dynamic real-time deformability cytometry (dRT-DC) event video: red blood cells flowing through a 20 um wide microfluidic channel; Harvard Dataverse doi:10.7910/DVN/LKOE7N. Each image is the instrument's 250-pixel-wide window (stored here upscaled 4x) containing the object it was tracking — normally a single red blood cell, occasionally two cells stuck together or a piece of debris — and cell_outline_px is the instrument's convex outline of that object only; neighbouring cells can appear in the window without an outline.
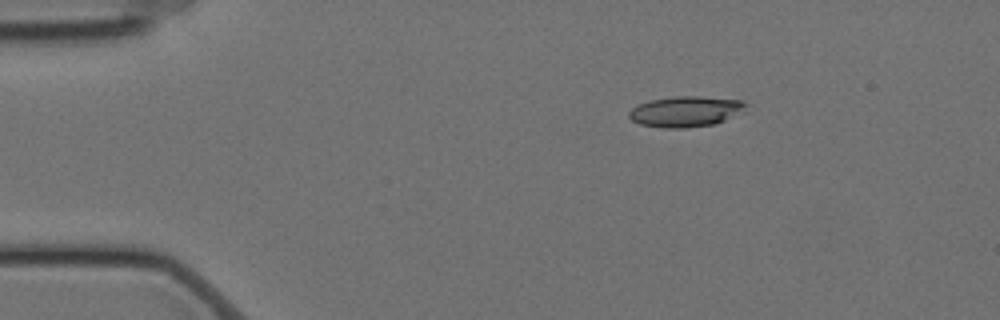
{"species": "Egyptian fruit bat (a non-hibernating species)", "species_latin": "Rousettus aegyptiacus", "temperature_condition": "cold", "stored_images_in_passage": 49, "camera_frame_rate_fps": 3000, "um_per_image_px": 0.085, "animal": {"sex": "female"}, "frame": {"image": 1, "passage_image": 1, "time_ms": 0.0, "image_size_px": [1000, 320], "cell_outline_px": [[748, 104], [744, 112], [716, 124], [684, 128], [664, 128], [640, 124], [632, 120], [628, 116], [628, 112], [636, 104], [652, 100], [672, 96], [700, 96], [744, 100]], "centroid_in_image_um": [58.32, 9.47], "position_along_channel_um": 26.7, "area_um2": 21.21}}
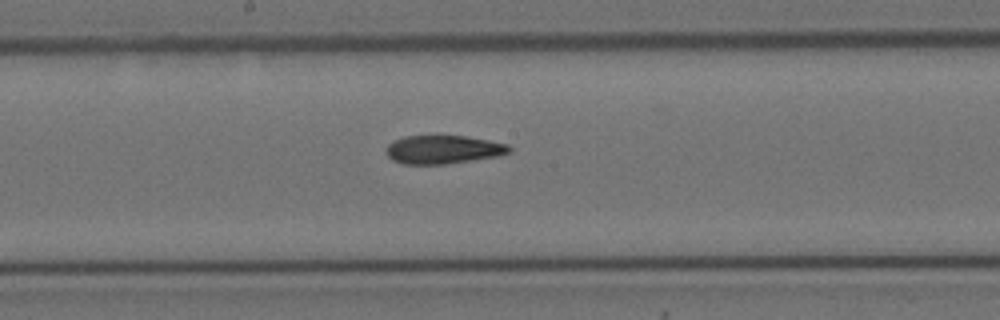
{"frame": {"image": 2, "passage_image": 22, "time_ms": 7.0, "image_size_px": [1000, 320], "cell_outline_px": [[512, 148], [508, 152], [496, 156], [444, 164], [404, 164], [392, 160], [384, 152], [388, 144], [404, 136], [464, 136], [488, 140], [508, 144]], "centroid_in_image_um": [37.63, 12.71], "position_along_channel_um": 210.6, "area_um2": 20.17}}
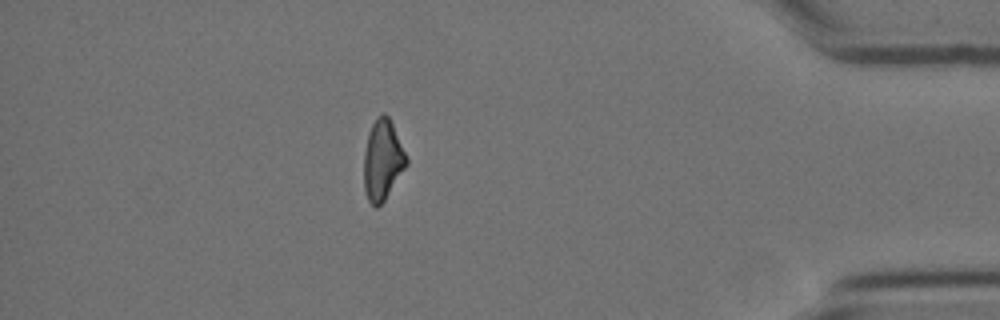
{"frame": {"image": 3, "passage_image": 42, "time_ms": 13.667, "image_size_px": [1000, 320], "cell_outline_px": [[408, 164], [384, 200], [376, 208], [368, 200], [364, 188], [364, 152], [368, 132], [376, 116], [384, 112], [388, 116], [392, 124], [408, 160]], "centroid_in_image_um": [32.5, 13.59], "position_along_channel_um": 402.7, "area_um2": 19.71}, "authors_computed_cell_mechanics": {"area_um2": 20.8658, "velocity_mm_per_s": 3.5159, "shape_relaxation_time_tau1_ms": null, "shape_relaxation_time_tau2_ms": 4.7632, "deformation_change_tau1": null, "deformation_change_tau2": 0.1372}}